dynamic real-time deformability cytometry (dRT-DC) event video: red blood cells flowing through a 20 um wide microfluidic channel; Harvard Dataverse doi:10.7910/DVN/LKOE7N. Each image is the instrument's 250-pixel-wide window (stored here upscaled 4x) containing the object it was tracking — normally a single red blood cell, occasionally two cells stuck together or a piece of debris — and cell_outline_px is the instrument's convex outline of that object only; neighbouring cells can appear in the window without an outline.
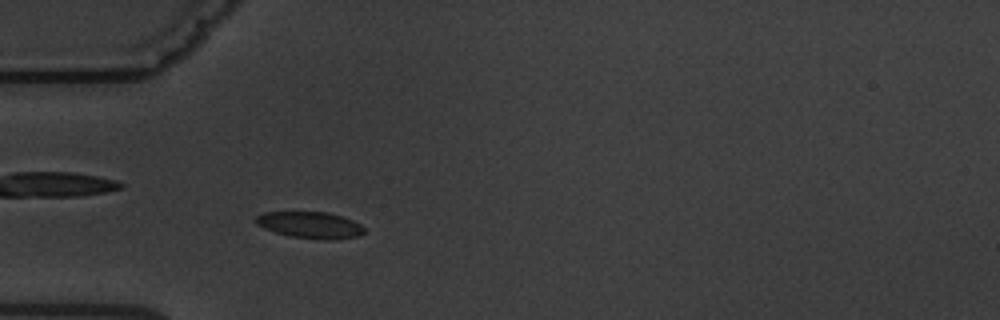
{"species": "common noctule bat (a hibernating species)", "species_latin": "Nyctalus noctula", "temperature_condition": "warm", "stored_images_in_passage": 3, "camera_frame_rate_fps": 3000, "um_per_image_px": 0.085, "animal": {"sex": "male", "body_mass_g": 19.5, "forearm_length_mm": 54.6}, "frame": {"image": 1, "passage_image": 3, "time_ms": 2.333, "image_size_px": [1000, 320], "cell_outline_px": [[364, 232], [360, 236], [336, 240], [320, 240], [292, 236], [276, 232], [264, 228], [256, 224], [256, 216], [264, 212], [324, 212], [340, 216], [352, 220], [360, 224], [364, 228]], "centroid_in_image_um": [26.39, 19.14], "position_along_channel_um": 58.6, "area_um2": 16.7}}